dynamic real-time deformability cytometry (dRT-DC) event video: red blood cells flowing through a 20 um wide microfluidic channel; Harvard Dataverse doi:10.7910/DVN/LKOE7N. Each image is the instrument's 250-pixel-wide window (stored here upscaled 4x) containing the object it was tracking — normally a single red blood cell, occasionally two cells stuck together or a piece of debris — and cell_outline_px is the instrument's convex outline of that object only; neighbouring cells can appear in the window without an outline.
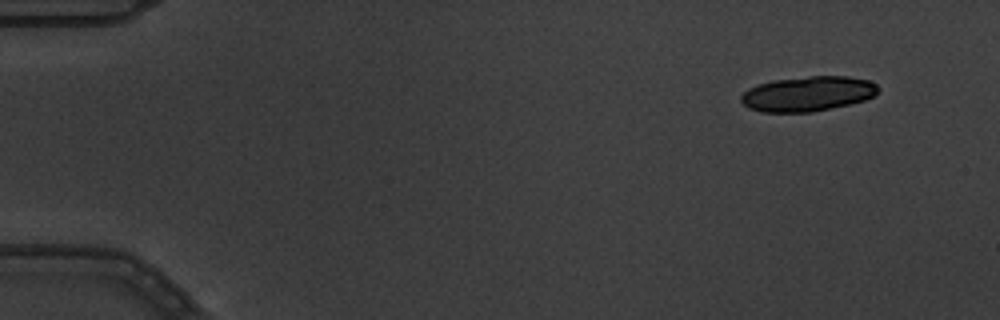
{"species": "common noctule bat (a hibernating species)", "species_latin": "Nyctalus noctula", "temperature_condition": "warm", "stored_images_in_passage": 6, "camera_frame_rate_fps": 3000, "um_per_image_px": 0.085, "animal": {"sex": "male", "body_mass_g": 19.5, "forearm_length_mm": 54.6}, "frame": {"image": 1, "passage_image": 1, "time_ms": 0.0, "image_size_px": [1000, 320], "cell_outline_px": [[880, 88], [876, 96], [864, 100], [848, 104], [812, 112], [760, 112], [748, 108], [740, 100], [740, 96], [748, 88], [756, 84], [772, 80], [808, 76], [848, 76], [868, 80], [876, 84]], "centroid_in_image_um": [68.65, 7.96], "position_along_channel_um": 16.4, "area_um2": 28.15}}